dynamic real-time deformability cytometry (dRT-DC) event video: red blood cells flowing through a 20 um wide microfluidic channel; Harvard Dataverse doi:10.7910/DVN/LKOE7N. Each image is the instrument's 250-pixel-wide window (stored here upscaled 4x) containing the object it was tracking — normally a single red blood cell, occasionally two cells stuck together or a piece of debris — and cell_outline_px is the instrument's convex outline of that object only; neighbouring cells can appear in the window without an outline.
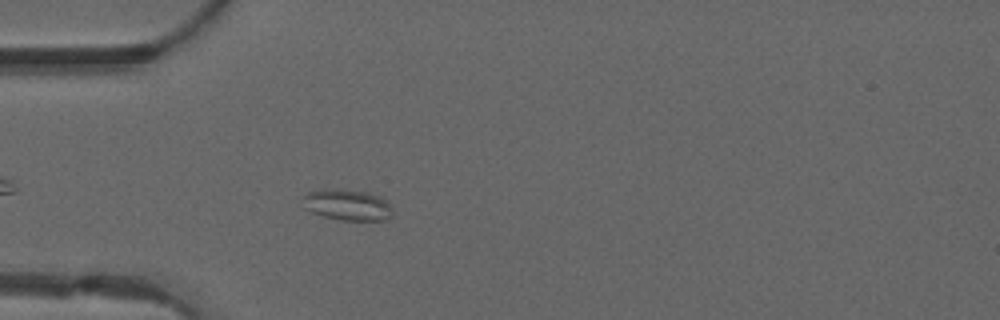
{"species": "common noctule bat (a hibernating species)", "species_latin": "Nyctalus noctula", "temperature_condition": "warm", "stored_images_in_passage": 40, "camera_frame_rate_fps": 3000, "um_per_image_px": 0.085, "animal": {"sex": "male", "forearm_length_mm": 52.5}, "frame": {"image": 1, "passage_image": 5, "time_ms": 1.333, "image_size_px": [1000, 320], "cell_outline_px": [[392, 216], [384, 220], [340, 220], [324, 216], [312, 212], [304, 208], [304, 196], [308, 192], [324, 188], [368, 192], [380, 196], [388, 200], [392, 204]], "centroid_in_image_um": [29.57, 17.41], "position_along_channel_um": 55.4, "area_um2": 16.36}}
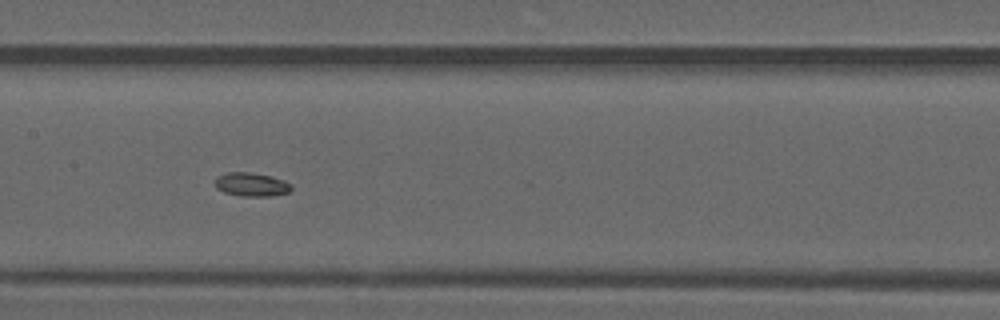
{"frame": {"image": 2, "passage_image": 15, "time_ms": 4.667, "image_size_px": [1000, 320], "cell_outline_px": [[292, 188], [288, 192], [272, 196], [240, 196], [224, 192], [216, 188], [216, 176], [228, 172], [248, 172], [272, 176], [284, 180], [292, 184]], "centroid_in_image_um": [21.39, 15.68], "position_along_channel_um": 186.0, "area_um2": 10.58}}
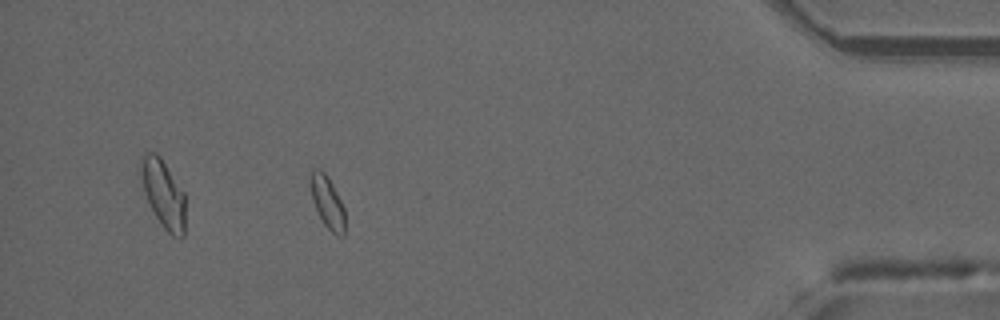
{"frame": {"image": 3, "passage_image": 35, "time_ms": 11.333, "image_size_px": [1000, 320], "cell_outline_px": [[344, 236], [336, 236], [324, 224], [312, 200], [308, 184], [312, 172], [316, 168], [320, 168], [324, 172], [332, 184], [344, 208]], "centroid_in_image_um": [27.8, 17.18], "position_along_channel_um": 407.4, "area_um2": 10.4}}